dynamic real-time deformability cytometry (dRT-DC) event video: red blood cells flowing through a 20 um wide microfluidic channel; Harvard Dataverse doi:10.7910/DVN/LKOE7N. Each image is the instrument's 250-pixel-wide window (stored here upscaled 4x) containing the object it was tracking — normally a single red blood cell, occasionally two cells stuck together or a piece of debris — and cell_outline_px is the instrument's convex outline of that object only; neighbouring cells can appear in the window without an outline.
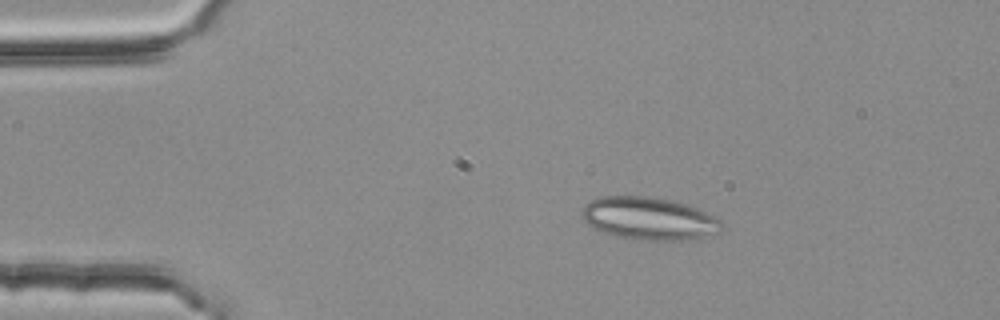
{"species": "common noctule bat (a hibernating species)", "species_latin": "Nyctalus noctula", "temperature_condition": "room temperature", "stored_images_in_passage": 3, "camera_frame_rate_fps": 3000, "um_per_image_px": 0.085, "animal": {"sex": "female", "body_mass_g": 25.1}, "frame": {"image": 1, "passage_image": 1, "time_ms": 0.0, "image_size_px": [1000, 320], "cell_outline_px": [[724, 228], [716, 232], [688, 240], [640, 240], [616, 236], [592, 228], [584, 220], [584, 204], [600, 196], [648, 196], [672, 200], [688, 204], [716, 216], [724, 224]], "centroid_in_image_um": [55.19, 18.56], "position_along_channel_um": 29.8, "area_um2": 34.74}}